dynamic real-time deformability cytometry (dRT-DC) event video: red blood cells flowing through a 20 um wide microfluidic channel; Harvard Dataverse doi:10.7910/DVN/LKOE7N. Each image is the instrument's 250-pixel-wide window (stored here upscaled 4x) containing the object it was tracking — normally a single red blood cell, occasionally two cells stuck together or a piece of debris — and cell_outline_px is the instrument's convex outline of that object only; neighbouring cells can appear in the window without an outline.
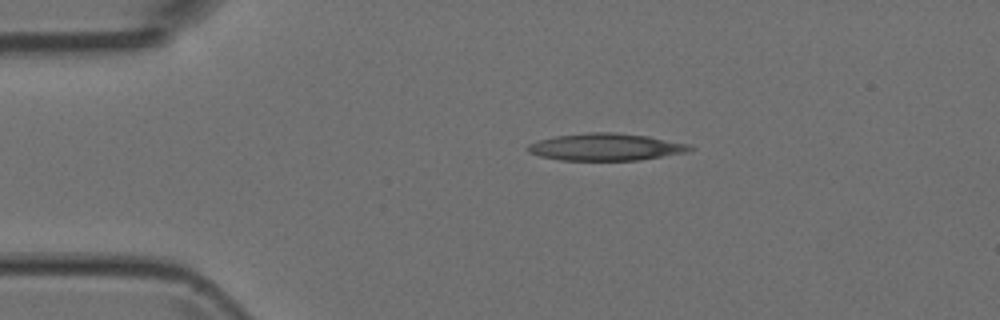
{"species": "Egyptian fruit bat (a non-hibernating species)", "species_latin": "Rousettus aegyptiacus", "temperature_condition": "room temperature", "stored_images_in_passage": 2, "camera_frame_rate_fps": 3000, "um_per_image_px": 0.085, "animal": {"sex": "female"}, "frame": {"image": 1, "passage_image": 1, "time_ms": 0.0, "image_size_px": [1000, 320], "cell_outline_px": [[696, 148], [684, 152], [640, 160], [560, 160], [540, 156], [528, 152], [528, 144], [540, 140], [556, 136], [588, 132], [616, 132], [648, 136], [692, 144]], "centroid_in_image_um": [51.53, 12.49], "position_along_channel_um": 33.5, "area_um2": 25.61}}